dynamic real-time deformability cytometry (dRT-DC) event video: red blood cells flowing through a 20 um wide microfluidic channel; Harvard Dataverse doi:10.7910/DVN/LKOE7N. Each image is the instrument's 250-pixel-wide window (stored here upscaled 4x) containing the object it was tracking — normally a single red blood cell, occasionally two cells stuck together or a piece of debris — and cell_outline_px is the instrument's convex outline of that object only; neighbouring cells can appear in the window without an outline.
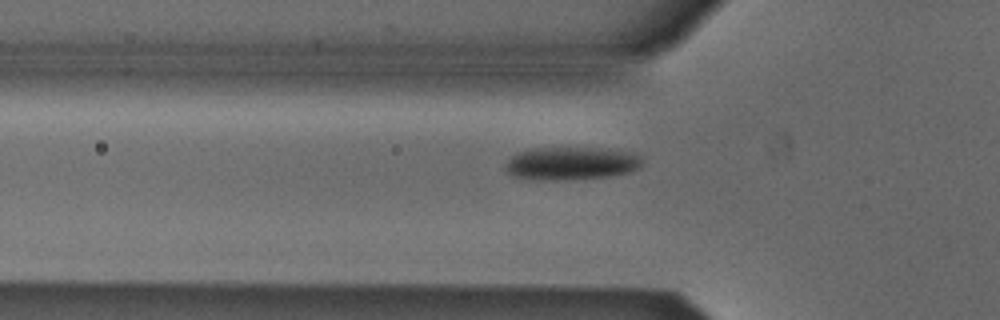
{"species": "Egyptian fruit bat (a non-hibernating species)", "species_latin": "Rousettus aegyptiacus", "temperature_condition": "cold", "stored_images_in_passage": 35, "camera_frame_rate_fps": 3000, "um_per_image_px": 0.085, "animal": {"sex": "male"}, "frame": {"image": 1, "passage_image": 5, "time_ms": 1.333, "image_size_px": [1000, 320], "cell_outline_px": [[640, 168], [628, 172], [608, 176], [564, 180], [532, 180], [512, 176], [504, 168], [508, 160], [516, 152], [532, 148], [592, 148], [628, 152], [640, 156]], "centroid_in_image_um": [48.46, 13.9], "position_along_channel_um": 77.3, "area_um2": 26.13}}
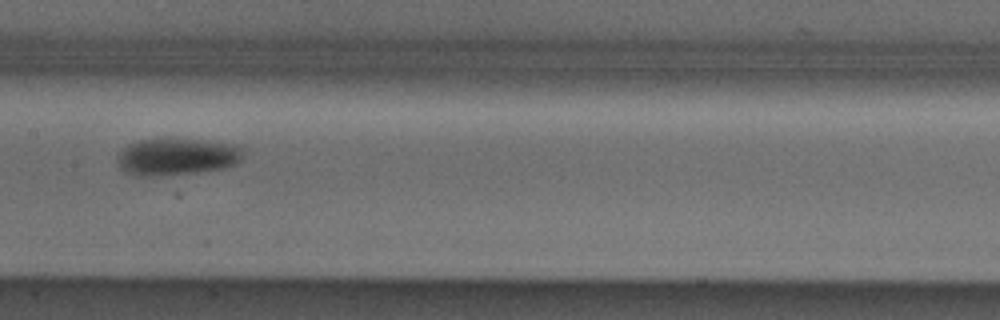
{"frame": {"image": 2, "passage_image": 14, "time_ms": 4.333, "image_size_px": [1000, 320], "cell_outline_px": [[248, 148], [240, 160], [224, 168], [196, 172], [160, 176], [136, 176], [120, 168], [116, 160], [120, 152], [128, 144], [140, 140], [168, 136], [240, 144]], "centroid_in_image_um": [15.08, 13.27], "position_along_channel_um": 192.3, "area_um2": 28.09}}
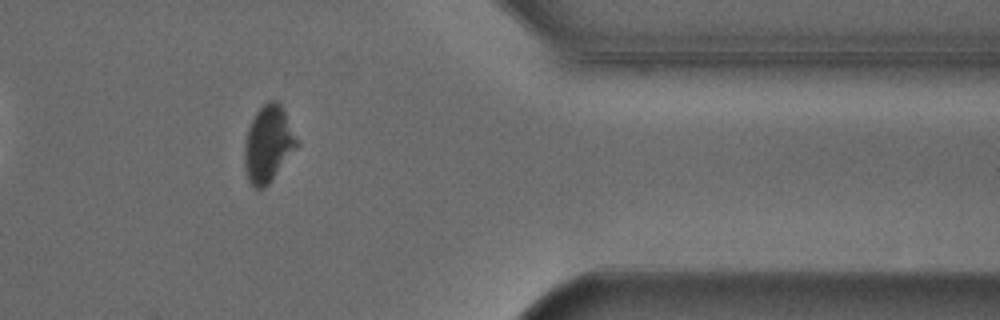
{"frame": {"image": 3, "passage_image": 31, "time_ms": 10.0, "image_size_px": [1000, 320], "cell_outline_px": [[300, 144], [268, 184], [264, 188], [256, 188], [248, 180], [244, 164], [244, 148], [248, 128], [256, 112], [268, 100], [276, 100], [280, 104]], "centroid_in_image_um": [22.8, 12.24], "position_along_channel_um": 388.6, "area_um2": 23.0}, "authors_computed_cell_mechanics": {"area_um2": 25.8944, "velocity_mm_per_s": 3.8306, "shape_relaxation_time_tau1_ms": 1.9043, "shape_relaxation_time_tau2_ms": null, "deformation_change_tau1": 0.0985, "deformation_change_tau2": null}}